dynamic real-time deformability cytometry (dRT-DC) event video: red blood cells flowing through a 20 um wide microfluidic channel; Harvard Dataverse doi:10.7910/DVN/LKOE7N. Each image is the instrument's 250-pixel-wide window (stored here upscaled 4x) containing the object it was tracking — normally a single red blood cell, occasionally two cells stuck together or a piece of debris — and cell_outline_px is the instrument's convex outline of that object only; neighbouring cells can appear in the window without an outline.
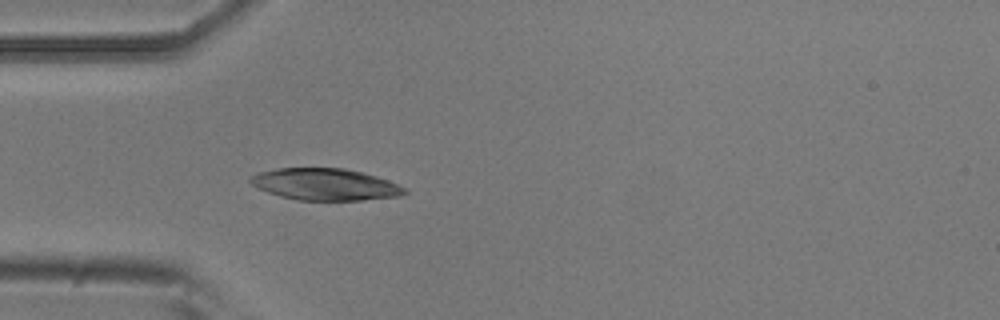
{"species": "common noctule bat (a hibernating species)", "species_latin": "Nyctalus noctula", "temperature_condition": "room temperature", "stored_images_in_passage": 3, "camera_frame_rate_fps": 3000, "um_per_image_px": 0.085, "animal": {"sex": "male", "body_mass_g": 20.5, "forearm_length_mm": 52.5}, "frame": {"image": 1, "passage_image": 3, "time_ms": 0.667, "image_size_px": [1000, 320], "cell_outline_px": [[408, 192], [400, 196], [360, 200], [296, 200], [280, 196], [268, 192], [252, 184], [248, 180], [252, 176], [260, 172], [280, 168], [344, 168], [376, 176], [388, 180], [404, 188]], "centroid_in_image_um": [27.64, 15.67], "position_along_channel_um": 57.4, "area_um2": 28.21}}